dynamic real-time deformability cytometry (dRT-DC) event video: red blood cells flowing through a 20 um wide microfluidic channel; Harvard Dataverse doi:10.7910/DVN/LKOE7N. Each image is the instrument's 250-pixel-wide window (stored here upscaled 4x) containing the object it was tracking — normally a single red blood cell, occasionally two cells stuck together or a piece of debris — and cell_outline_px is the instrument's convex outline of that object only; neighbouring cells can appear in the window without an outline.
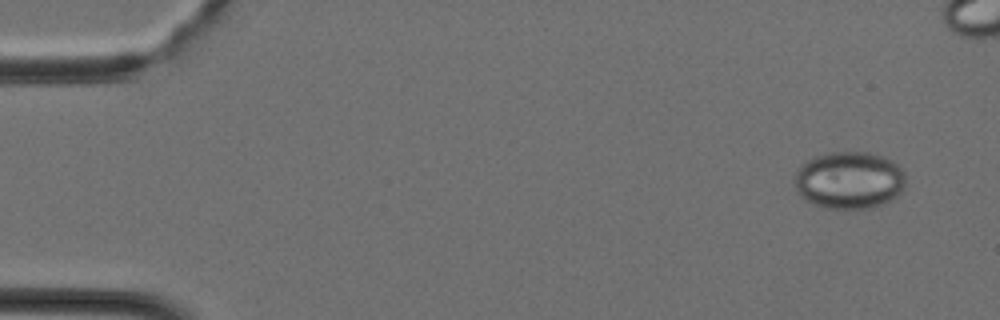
{"species": "Egyptian fruit bat (a non-hibernating species)", "species_latin": "Rousettus aegyptiacus", "temperature_condition": "cold", "stored_images_in_passage": 25, "camera_frame_rate_fps": 3000, "um_per_image_px": 0.085, "animal": {"sex": "female"}, "frame": {"image": 1, "passage_image": 1, "time_ms": 0.0, "image_size_px": [1000, 320], "cell_outline_px": [[904, 188], [896, 196], [872, 208], [824, 208], [812, 204], [804, 200], [796, 192], [796, 172], [800, 164], [816, 156], [828, 152], [868, 152], [892, 160], [904, 172]], "centroid_in_image_um": [72.15, 15.32], "position_along_channel_um": 12.9, "area_um2": 37.05}}
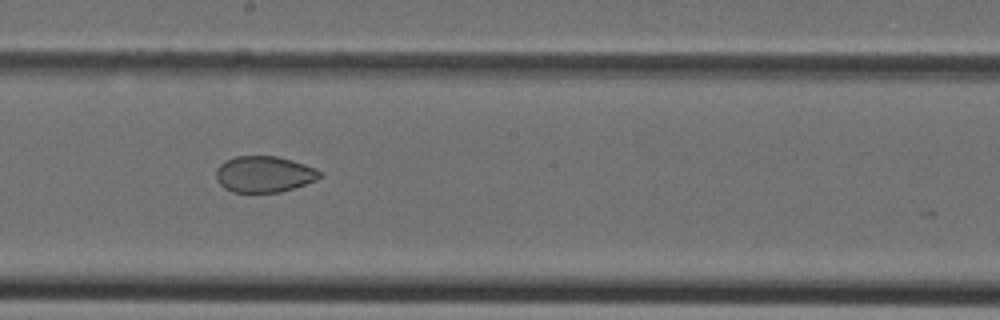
{"frame": {"image": 2, "passage_image": 20, "time_ms": 6.333, "image_size_px": [1000, 320], "cell_outline_px": [[320, 176], [316, 180], [280, 192], [232, 192], [224, 188], [216, 180], [216, 168], [224, 160], [236, 156], [276, 156], [292, 160], [316, 168], [320, 172]], "centroid_in_image_um": [22.4, 14.8], "position_along_channel_um": 225.8, "area_um2": 21.85}}
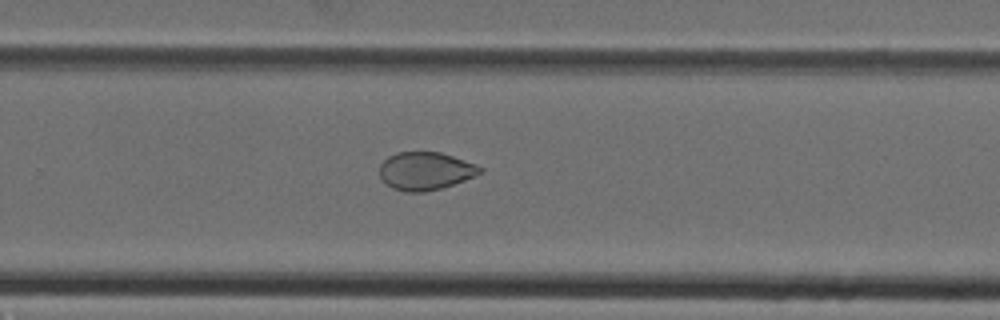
{"frame": {"image": 3, "passage_image": 24, "time_ms": 7.667, "image_size_px": [1000, 320], "cell_outline_px": [[484, 172], [464, 180], [440, 188], [424, 192], [404, 192], [392, 188], [380, 176], [380, 164], [388, 156], [396, 152], [440, 152], [476, 164], [484, 168]], "centroid_in_image_um": [36.16, 14.53], "position_along_channel_um": 293.6, "area_um2": 22.14}}